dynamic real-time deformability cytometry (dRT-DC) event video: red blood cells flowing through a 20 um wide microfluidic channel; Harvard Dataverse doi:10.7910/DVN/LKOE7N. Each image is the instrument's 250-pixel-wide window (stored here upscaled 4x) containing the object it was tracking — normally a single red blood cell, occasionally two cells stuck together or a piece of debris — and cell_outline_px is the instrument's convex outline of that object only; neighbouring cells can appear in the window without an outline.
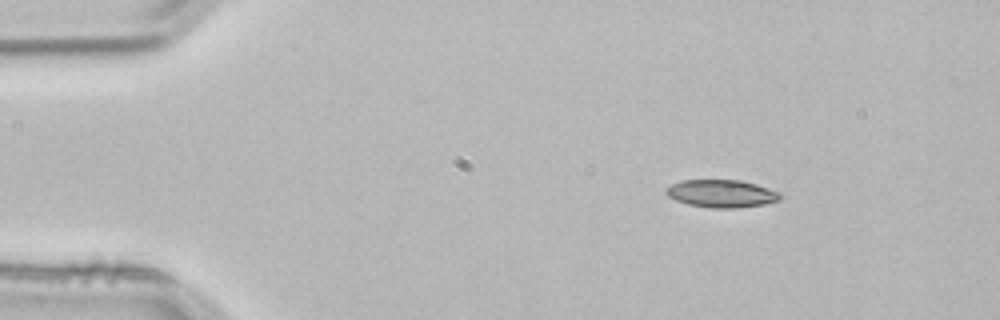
{"species": "common noctule bat (a hibernating species)", "species_latin": "Nyctalus noctula", "temperature_condition": "room temperature", "stored_images_in_passage": 2, "camera_frame_rate_fps": 3000, "um_per_image_px": 0.085, "animal": {"sex": "male", "body_mass_g": 21.5, "forearm_length_mm": 52.0}, "frame": {"image": 1, "passage_image": 1, "time_ms": 0.0, "image_size_px": [1000, 320], "cell_outline_px": [[784, 196], [780, 200], [764, 204], [736, 208], [712, 208], [688, 204], [676, 200], [668, 196], [664, 192], [664, 188], [680, 180], [740, 180], [756, 184], [784, 192]], "centroid_in_image_um": [61.37, 16.45], "position_along_channel_um": 23.6, "area_um2": 18.73}}